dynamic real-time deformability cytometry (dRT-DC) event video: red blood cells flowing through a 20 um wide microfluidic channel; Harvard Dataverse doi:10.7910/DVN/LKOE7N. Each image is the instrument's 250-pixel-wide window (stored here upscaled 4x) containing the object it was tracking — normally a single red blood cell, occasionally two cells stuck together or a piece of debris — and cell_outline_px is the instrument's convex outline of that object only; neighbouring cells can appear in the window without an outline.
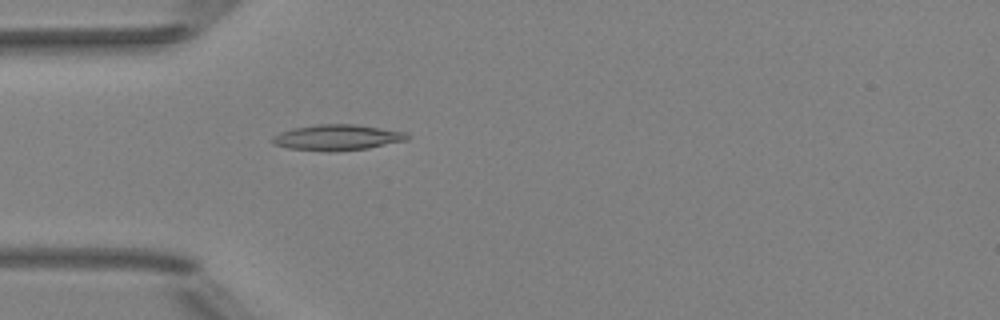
{"species": "Egyptian fruit bat (a non-hibernating species)", "species_latin": "Rousettus aegyptiacus", "temperature_condition": "room temperature", "stored_images_in_passage": 2, "camera_frame_rate_fps": 3000, "um_per_image_px": 0.085, "animal": {"sex": "female"}, "frame": {"image": 1, "passage_image": 2, "time_ms": 0.333, "image_size_px": [1000, 320], "cell_outline_px": [[412, 136], [408, 140], [368, 148], [288, 148], [272, 144], [272, 136], [280, 132], [292, 128], [316, 124], [356, 124], [408, 132]], "centroid_in_image_um": [28.74, 11.62], "position_along_channel_um": 56.3, "area_um2": 19.36}}